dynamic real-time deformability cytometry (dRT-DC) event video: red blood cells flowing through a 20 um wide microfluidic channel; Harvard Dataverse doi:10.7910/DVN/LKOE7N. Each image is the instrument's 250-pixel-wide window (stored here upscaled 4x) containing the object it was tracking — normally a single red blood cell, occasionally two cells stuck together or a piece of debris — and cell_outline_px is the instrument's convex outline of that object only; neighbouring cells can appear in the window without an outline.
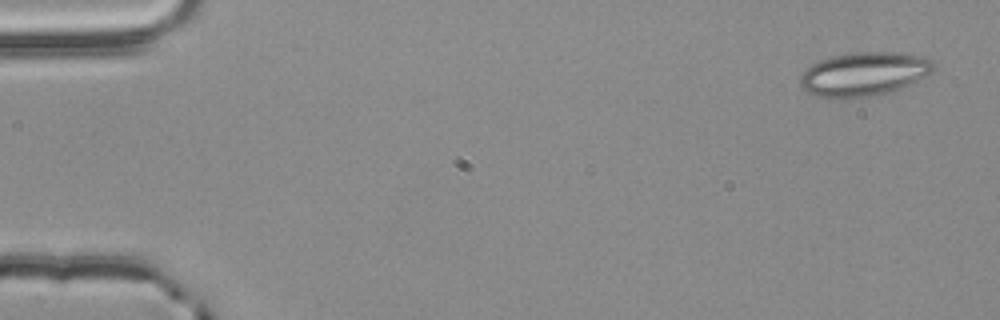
{"species": "common noctule bat (a hibernating species)", "species_latin": "Nyctalus noctula", "temperature_condition": "room temperature", "stored_images_in_passage": 3, "camera_frame_rate_fps": 3000, "um_per_image_px": 0.085, "animal": {"sex": "male", "body_mass_g": 20.4}, "frame": {"image": 1, "passage_image": 1, "time_ms": 0.0, "image_size_px": [1000, 320], "cell_outline_px": [[936, 68], [932, 72], [900, 88], [888, 92], [872, 96], [844, 100], [840, 100], [816, 96], [808, 92], [800, 84], [800, 76], [812, 64], [820, 60], [832, 56], [856, 52], [900, 52], [924, 56], [932, 60], [936, 64]], "centroid_in_image_um": [73.44, 6.3], "position_along_channel_um": 11.6, "area_um2": 34.33}}